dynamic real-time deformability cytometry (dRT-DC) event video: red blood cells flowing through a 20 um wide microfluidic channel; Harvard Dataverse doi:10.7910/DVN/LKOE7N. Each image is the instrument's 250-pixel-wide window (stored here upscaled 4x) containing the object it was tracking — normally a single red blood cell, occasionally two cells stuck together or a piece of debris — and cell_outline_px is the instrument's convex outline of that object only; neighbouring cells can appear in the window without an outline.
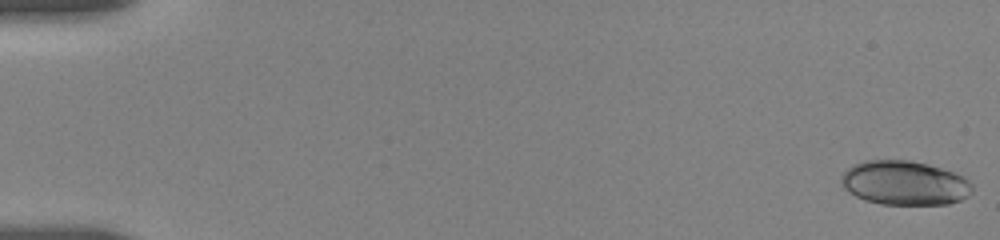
{"species": "human", "species_latin": "Homo sapiens", "temperature_condition": "room temperature", "stored_images_in_passage": 60, "camera_frame_rate_fps": 3000, "um_per_image_px": 0.085, "donor": {"sex": "female"}, "frame": {"image": 1, "passage_image": 1, "time_ms": 0.0, "image_size_px": [1000, 240], "cell_outline_px": [[972, 192], [968, 196], [960, 200], [948, 204], [880, 204], [864, 200], [856, 196], [844, 188], [840, 180], [840, 176], [852, 164], [868, 160], [908, 160], [928, 164], [964, 176], [972, 184]], "centroid_in_image_um": [76.88, 15.55], "position_along_channel_um": 8.1, "area_um2": 33.81}}
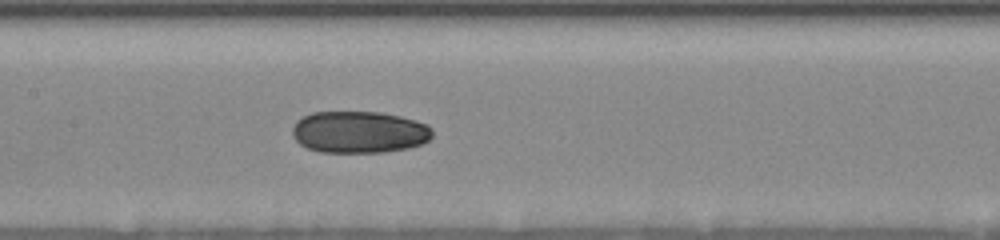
{"frame": {"image": 2, "passage_image": 27, "time_ms": 9.0, "image_size_px": [1000, 240], "cell_outline_px": [[432, 136], [428, 140], [420, 144], [408, 148], [384, 152], [320, 152], [308, 148], [300, 144], [292, 136], [292, 128], [296, 120], [312, 112], [380, 112], [400, 116], [416, 120], [428, 124], [432, 128]], "centroid_in_image_um": [30.53, 11.22], "position_along_channel_um": 176.9, "area_um2": 34.33}}
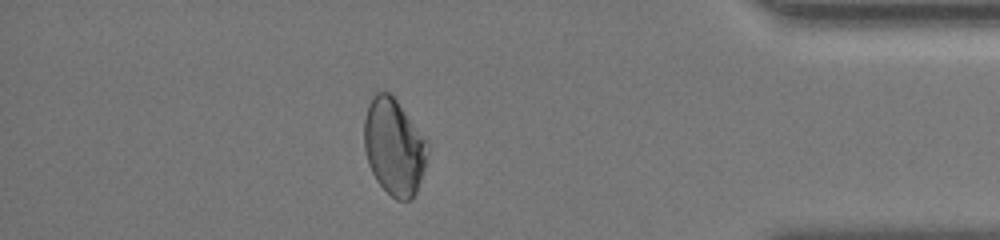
{"frame": {"image": 3, "passage_image": 51, "time_ms": 16.0, "image_size_px": [1000, 240], "cell_outline_px": [[428, 152], [424, 168], [416, 192], [412, 200], [396, 200], [376, 180], [368, 164], [364, 148], [364, 120], [368, 104], [372, 96], [376, 92], [388, 92], [396, 100], [428, 140]], "centroid_in_image_um": [33.49, 12.48], "position_along_channel_um": 401.7, "area_um2": 35.6}, "authors_computed_cell_mechanics": {"area_um2": 34.102, "velocity_mm_per_s": 3.6546, "shape_relaxation_time_tau1_ms": null, "shape_relaxation_time_tau2_ms": 3.9017, "deformation_change_tau1": null, "deformation_change_tau2": 0.0644}}